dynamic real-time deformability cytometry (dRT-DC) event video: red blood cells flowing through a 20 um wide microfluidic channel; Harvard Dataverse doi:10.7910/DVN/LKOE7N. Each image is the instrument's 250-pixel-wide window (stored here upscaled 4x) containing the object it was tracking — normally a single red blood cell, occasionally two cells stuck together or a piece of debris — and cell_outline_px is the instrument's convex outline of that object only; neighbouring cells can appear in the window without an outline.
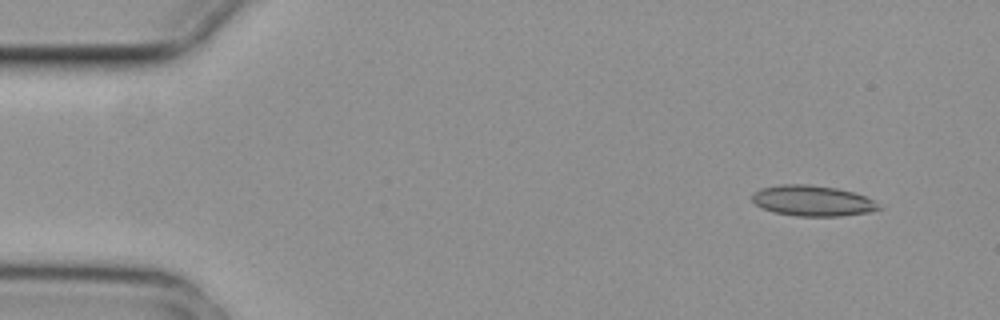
{"species": "common noctule bat (a hibernating species)", "species_latin": "Nyctalus noctula", "temperature_condition": "cold", "stored_images_in_passage": 5, "camera_frame_rate_fps": 3000, "um_per_image_px": 0.085, "animal": {"sex": "female", "body_mass_g": 29.2, "forearm_length_mm": 56.3}, "frame": {"image": 1, "passage_image": 2, "time_ms": 0.333, "image_size_px": [1000, 320], "cell_outline_px": [[884, 208], [872, 212], [840, 216], [796, 216], [776, 212], [760, 208], [752, 200], [752, 192], [760, 188], [780, 184], [808, 184], [836, 188], [852, 192], [864, 196], [872, 200]], "centroid_in_image_um": [69.05, 17.06], "position_along_channel_um": 16.0, "area_um2": 22.72}}
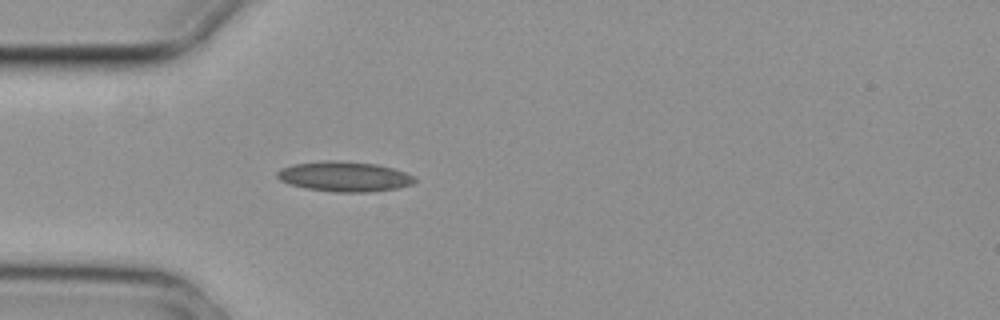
{"frame": {"image": 2, "passage_image": 5, "time_ms": 1.333, "image_size_px": [1000, 320], "cell_outline_px": [[416, 180], [412, 184], [396, 188], [368, 192], [332, 192], [304, 188], [288, 184], [280, 180], [276, 176], [276, 172], [280, 168], [292, 164], [324, 160], [336, 160], [376, 164], [392, 168], [416, 176]], "centroid_in_image_um": [29.22, 15.0], "position_along_channel_um": 55.8, "area_um2": 24.28}}